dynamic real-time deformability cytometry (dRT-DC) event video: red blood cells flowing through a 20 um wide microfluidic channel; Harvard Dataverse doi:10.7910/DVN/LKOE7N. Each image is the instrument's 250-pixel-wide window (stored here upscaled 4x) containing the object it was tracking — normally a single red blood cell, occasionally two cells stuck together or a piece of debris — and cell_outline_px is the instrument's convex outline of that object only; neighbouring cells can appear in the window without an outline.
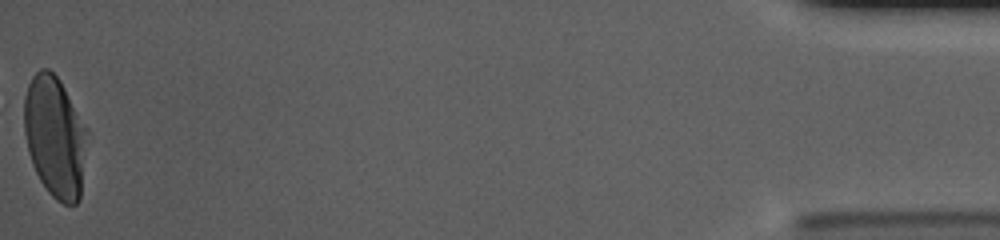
{"species": "human", "species_latin": "Homo sapiens", "temperature_condition": "cold", "stored_images_in_passage": 57, "camera_frame_rate_fps": 3000, "um_per_image_px": 0.085, "donor": {"sex": "male"}, "frame": {"image": 1, "passage_image": 57, "time_ms": 18.667, "image_size_px": [1000, 240], "cell_outline_px": [[88, 128], [80, 200], [76, 204], [64, 204], [56, 200], [48, 192], [40, 180], [32, 164], [28, 152], [24, 132], [24, 96], [28, 84], [32, 76], [40, 68], [48, 68], [60, 80]], "centroid_in_image_um": [4.67, 11.61], "position_along_channel_um": 430.5, "area_um2": 44.91}, "authors_computed_cell_mechanics": {"area_um2": 43.6968, "velocity_mm_per_s": 3.5624, "shape_relaxation_time_tau1_ms": 1.2212, "shape_relaxation_time_tau2_ms": null, "deformation_change_tau1": 0.3282, "deformation_change_tau2": null}}